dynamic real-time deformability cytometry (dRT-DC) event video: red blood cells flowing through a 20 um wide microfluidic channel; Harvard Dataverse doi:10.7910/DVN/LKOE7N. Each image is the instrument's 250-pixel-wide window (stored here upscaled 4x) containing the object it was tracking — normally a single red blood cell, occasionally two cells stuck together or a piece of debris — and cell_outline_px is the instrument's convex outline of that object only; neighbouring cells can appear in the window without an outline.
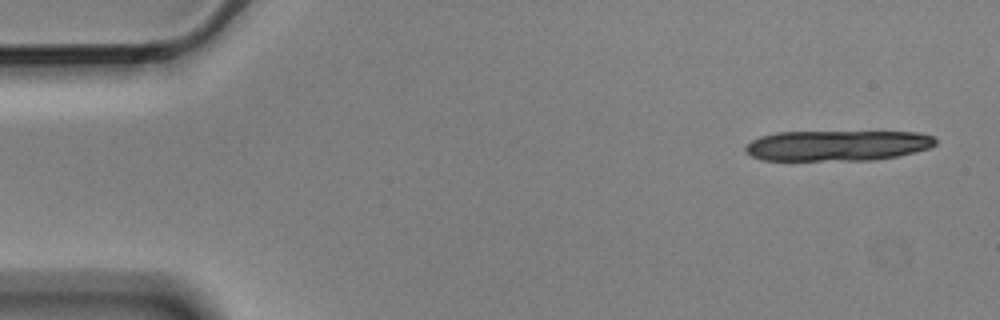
{"species": "Egyptian fruit bat (a non-hibernating species)", "species_latin": "Rousettus aegyptiacus", "temperature_condition": "cold", "stored_images_in_passage": 5, "segment_of_instrument_passage": [2, 2], "camera_frame_rate_fps": 3000, "um_per_image_px": 0.085, "animal": {"sex": "male"}, "frame": {"image": 1, "passage_image": 5, "time_ms": 1.333, "image_size_px": [1000, 320], "cell_outline_px": [[936, 144], [928, 148], [916, 152], [896, 156], [872, 160], [760, 160], [744, 152], [744, 148], [752, 140], [760, 136], [776, 132], [916, 132], [932, 136], [936, 140]], "centroid_in_image_um": [71.14, 12.37], "position_along_channel_um": 13.9, "area_um2": 33.81}}